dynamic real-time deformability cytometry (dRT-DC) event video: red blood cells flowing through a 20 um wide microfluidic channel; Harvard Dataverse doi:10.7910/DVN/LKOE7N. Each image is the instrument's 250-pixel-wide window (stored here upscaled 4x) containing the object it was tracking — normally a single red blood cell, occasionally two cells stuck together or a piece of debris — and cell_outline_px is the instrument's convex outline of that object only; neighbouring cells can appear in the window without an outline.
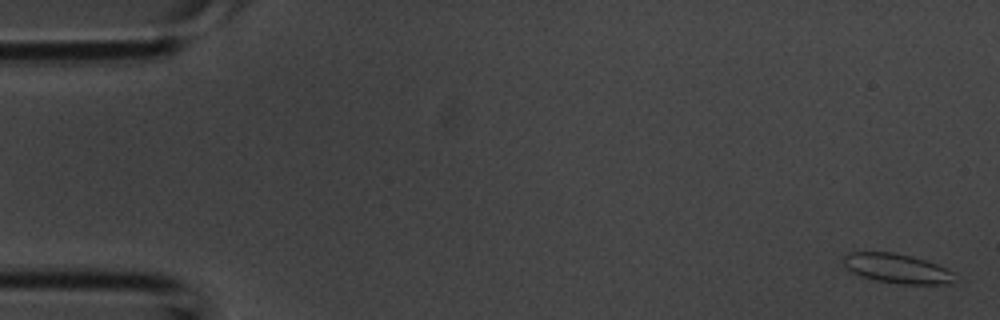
{"species": "common noctule bat (a hibernating species)", "species_latin": "Nyctalus noctula", "temperature_condition": "room temperature", "stored_images_in_passage": 6, "camera_frame_rate_fps": 3000, "um_per_image_px": 0.085, "animal": {"sex": "male", "body_mass_g": 20.1, "forearm_length_mm": 53.5}, "frame": {"image": 1, "passage_image": 1, "time_ms": 0.0, "image_size_px": [1000, 320], "cell_outline_px": [[952, 280], [948, 284], [900, 284], [876, 280], [852, 272], [844, 264], [844, 256], [848, 252], [892, 252], [912, 256], [936, 264], [952, 272]], "centroid_in_image_um": [76.21, 22.81], "position_along_channel_um": 8.8, "area_um2": 18.67}}
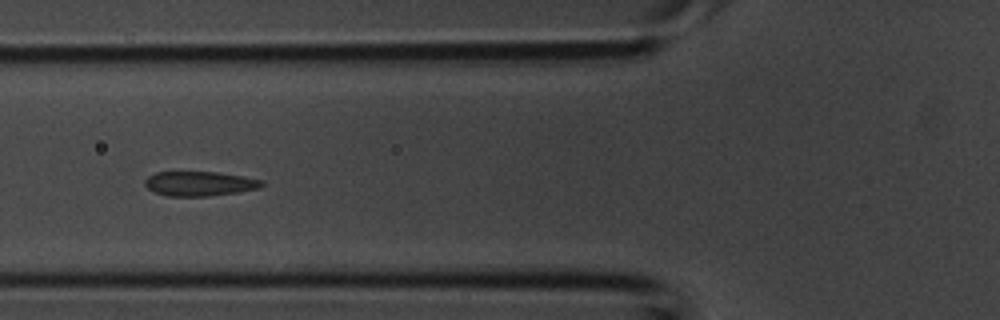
{"frame": {"image": 2, "passage_image": 5, "time_ms": 1.333, "image_size_px": [1000, 320], "cell_outline_px": [[264, 184], [260, 188], [236, 192], [208, 196], [168, 196], [156, 192], [148, 188], [144, 184], [144, 180], [148, 176], [156, 172], [216, 172], [244, 176], [264, 180]], "centroid_in_image_um": [16.98, 15.6], "position_along_channel_um": 108.8, "area_um2": 16.7}}
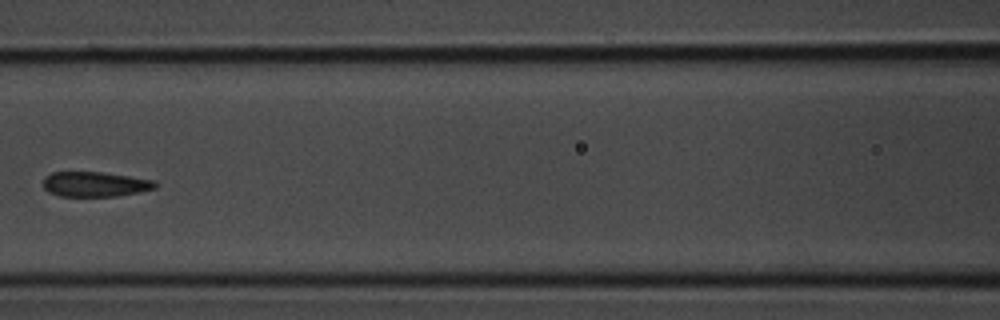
{"frame": {"image": 3, "passage_image": 6, "time_ms": 1.667, "image_size_px": [1000, 320], "cell_outline_px": [[156, 188], [140, 192], [116, 196], [60, 196], [48, 192], [44, 188], [44, 176], [52, 172], [100, 172], [156, 180]], "centroid_in_image_um": [8.07, 15.66], "position_along_channel_um": 158.5, "area_um2": 16.3}}